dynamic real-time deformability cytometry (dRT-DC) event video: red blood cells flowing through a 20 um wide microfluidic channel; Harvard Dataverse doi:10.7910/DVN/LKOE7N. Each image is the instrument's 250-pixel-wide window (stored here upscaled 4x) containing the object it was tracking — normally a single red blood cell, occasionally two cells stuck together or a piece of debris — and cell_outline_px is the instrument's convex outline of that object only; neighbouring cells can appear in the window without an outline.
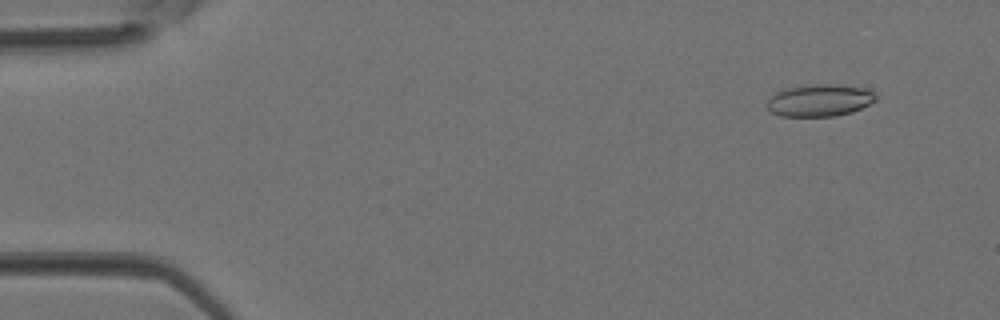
{"species": "Egyptian fruit bat (a non-hibernating species)", "species_latin": "Rousettus aegyptiacus", "temperature_condition": "room temperature", "stored_images_in_passage": 2, "camera_frame_rate_fps": 3000, "um_per_image_px": 0.085, "animal": {"sex": "female"}, "frame": {"image": 1, "passage_image": 2, "time_ms": 0.333, "image_size_px": [1000, 320], "cell_outline_px": [[876, 100], [852, 112], [836, 116], [780, 116], [772, 112], [764, 104], [776, 92], [788, 88], [816, 84], [840, 84], [864, 88], [872, 92], [876, 96]], "centroid_in_image_um": [69.65, 8.53], "position_along_channel_um": 15.3, "area_um2": 20.23}}